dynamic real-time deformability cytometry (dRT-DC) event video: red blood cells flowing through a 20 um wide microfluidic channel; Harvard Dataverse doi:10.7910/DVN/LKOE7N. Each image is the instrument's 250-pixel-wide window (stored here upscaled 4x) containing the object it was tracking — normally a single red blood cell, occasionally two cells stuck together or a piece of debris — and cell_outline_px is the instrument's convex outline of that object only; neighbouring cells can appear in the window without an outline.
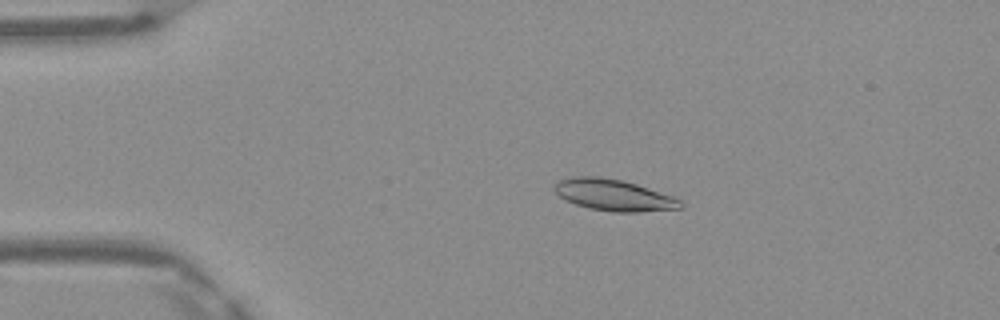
{"species": "Egyptian fruit bat (a non-hibernating species)", "species_latin": "Rousettus aegyptiacus", "temperature_condition": "warm", "stored_images_in_passage": 45, "camera_frame_rate_fps": 3000, "um_per_image_px": 0.085, "frame": {"image": 1, "passage_image": 6, "time_ms": 1.667, "image_size_px": [1000, 320], "cell_outline_px": [[684, 204], [680, 208], [640, 212], [612, 212], [588, 208], [564, 200], [552, 188], [560, 180], [576, 176], [596, 176], [620, 180], [636, 184], [672, 196], [680, 200]], "centroid_in_image_um": [52.15, 16.59], "position_along_channel_um": 32.9, "area_um2": 22.89}}
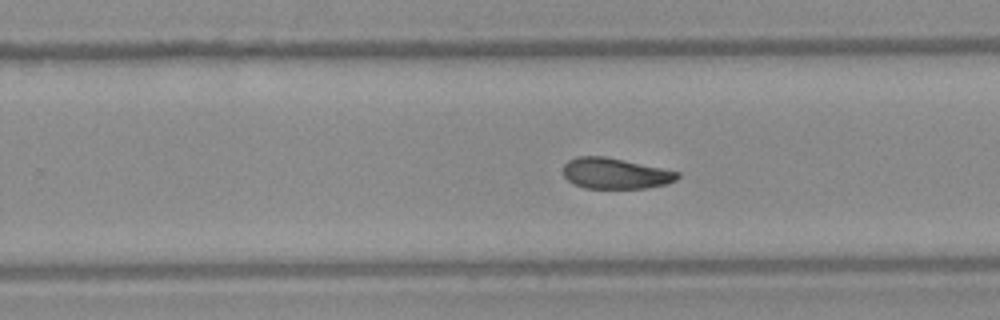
{"frame": {"image": 2, "passage_image": 27, "time_ms": 8.667, "image_size_px": [1000, 320], "cell_outline_px": [[680, 176], [676, 180], [668, 184], [648, 188], [584, 188], [572, 184], [564, 176], [564, 164], [568, 160], [576, 156], [604, 156], [624, 160], [680, 172]], "centroid_in_image_um": [52.3, 14.75], "position_along_channel_um": 277.5, "area_um2": 20.63}}
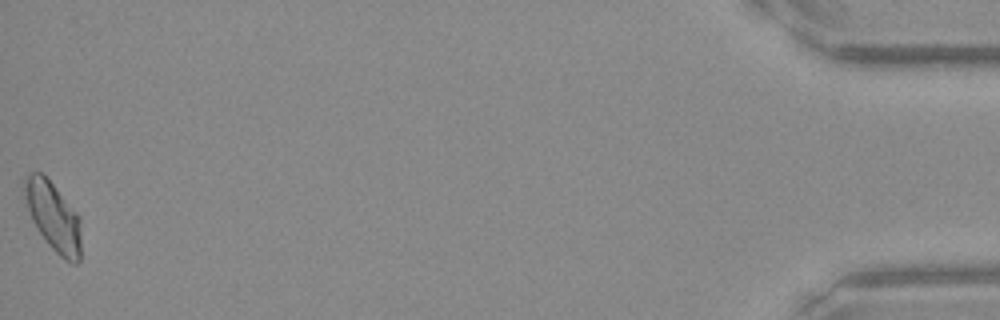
{"frame": {"image": 3, "passage_image": 45, "time_ms": 14.667, "image_size_px": [1000, 320], "cell_outline_px": [[80, 260], [76, 264], [72, 264], [64, 260], [48, 244], [36, 228], [32, 220], [24, 196], [24, 176], [28, 172], [40, 172], [52, 184], [80, 216]], "centroid_in_image_um": [4.53, 18.42], "position_along_channel_um": 430.7, "area_um2": 22.6}, "authors_computed_cell_mechanics": {"area_um2": 21.7328, "velocity_mm_per_s": 4.162, "shape_relaxation_time_tau1_ms": 6.5619, "shape_relaxation_time_tau2_ms": 4.8775, "deformation_change_tau1": 0.1595, "deformation_change_tau2": 0.098}}